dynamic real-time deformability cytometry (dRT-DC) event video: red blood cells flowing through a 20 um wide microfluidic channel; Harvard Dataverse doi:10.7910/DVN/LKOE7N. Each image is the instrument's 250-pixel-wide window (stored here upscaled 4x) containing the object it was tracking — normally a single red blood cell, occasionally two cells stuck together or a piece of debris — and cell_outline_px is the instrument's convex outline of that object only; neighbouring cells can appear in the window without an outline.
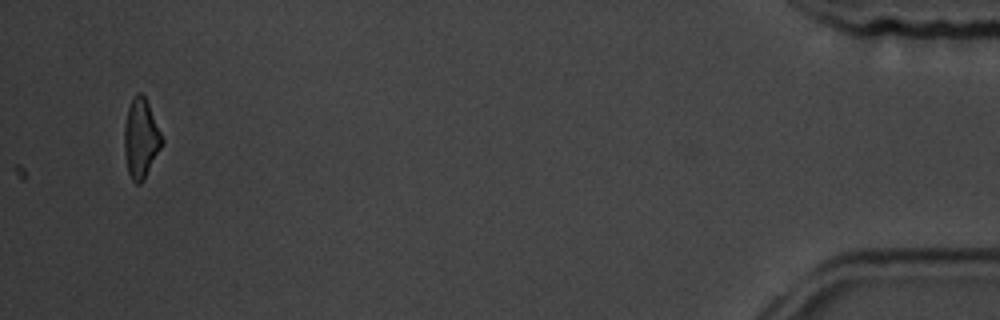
{"species": "common noctule bat (a hibernating species)", "species_latin": "Nyctalus noctula", "temperature_condition": "room temperature", "stored_images_in_passage": 58, "camera_frame_rate_fps": 3000, "um_per_image_px": 0.085, "animal": {"sex": "male", "body_mass_g": 19.5, "forearm_length_mm": 54.6}, "frame": {"image": 1, "passage_image": 58, "time_ms": 19.0, "image_size_px": [1000, 320], "cell_outline_px": [[164, 140], [144, 180], [140, 184], [136, 184], [132, 180], [128, 172], [124, 152], [124, 128], [128, 108], [132, 96], [136, 92], [140, 92], [144, 96], [148, 104]], "centroid_in_image_um": [11.96, 11.77], "position_along_channel_um": 423.2, "area_um2": 17.28}}